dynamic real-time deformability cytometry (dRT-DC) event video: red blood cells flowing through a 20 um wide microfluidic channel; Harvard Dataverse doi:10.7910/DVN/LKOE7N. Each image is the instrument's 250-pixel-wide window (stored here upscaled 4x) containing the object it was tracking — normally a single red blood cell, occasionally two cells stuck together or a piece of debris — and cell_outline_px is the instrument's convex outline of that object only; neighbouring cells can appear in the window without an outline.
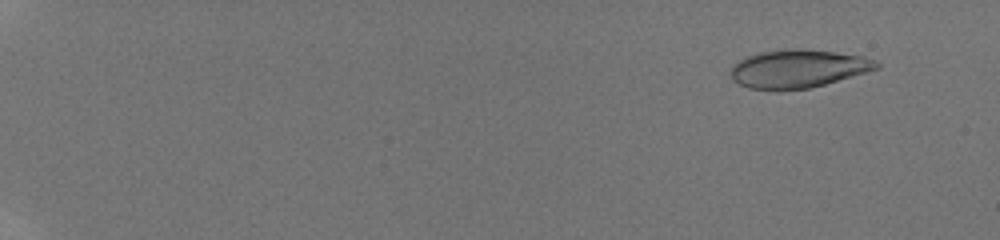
{"species": "human", "species_latin": "Homo sapiens", "temperature_condition": "room temperature", "stored_images_in_passage": 54, "camera_frame_rate_fps": 3000, "um_per_image_px": 0.085, "donor": {"sex": "male"}, "frame": {"image": 1, "passage_image": 6, "time_ms": 1.667, "image_size_px": [1000, 240], "cell_outline_px": [[880, 68], [824, 84], [808, 88], [780, 92], [776, 92], [748, 88], [732, 80], [732, 64], [748, 56], [764, 52], [792, 48], [796, 48], [836, 52], [860, 56], [876, 60], [880, 64]], "centroid_in_image_um": [67.82, 5.87], "position_along_channel_um": 17.2, "area_um2": 32.48}}
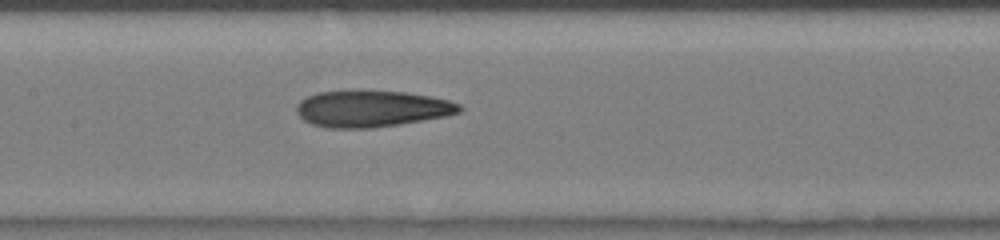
{"frame": {"image": 2, "passage_image": 31, "time_ms": 10.0, "image_size_px": [1000, 240], "cell_outline_px": [[464, 108], [460, 112], [444, 116], [400, 124], [372, 128], [328, 128], [312, 124], [304, 120], [296, 112], [296, 104], [300, 100], [316, 92], [352, 88], [360, 88], [404, 92], [428, 96], [448, 100], [460, 104]], "centroid_in_image_um": [31.54, 9.2], "position_along_channel_um": 175.9, "area_um2": 35.49}}
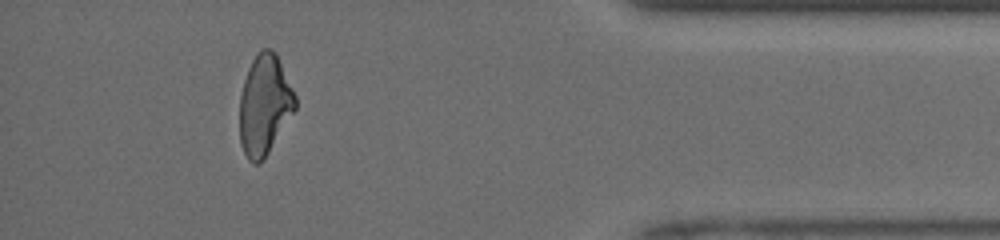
{"frame": {"image": 3, "passage_image": 50, "time_ms": 16.333, "image_size_px": [1000, 240], "cell_outline_px": [[296, 108], [264, 160], [260, 164], [252, 164], [248, 160], [240, 144], [240, 96], [244, 80], [248, 68], [252, 60], [260, 48], [272, 48], [276, 52], [296, 96]], "centroid_in_image_um": [22.48, 8.92], "position_along_channel_um": 412.7, "area_um2": 32.66}, "authors_computed_cell_mechanics": {"area_um2": 33.4951, "velocity_mm_per_s": 4.2301, "shape_relaxation_time_tau1_ms": null, "shape_relaxation_time_tau2_ms": 2.524, "deformation_change_tau1": null, "deformation_change_tau2": 0.1267}}